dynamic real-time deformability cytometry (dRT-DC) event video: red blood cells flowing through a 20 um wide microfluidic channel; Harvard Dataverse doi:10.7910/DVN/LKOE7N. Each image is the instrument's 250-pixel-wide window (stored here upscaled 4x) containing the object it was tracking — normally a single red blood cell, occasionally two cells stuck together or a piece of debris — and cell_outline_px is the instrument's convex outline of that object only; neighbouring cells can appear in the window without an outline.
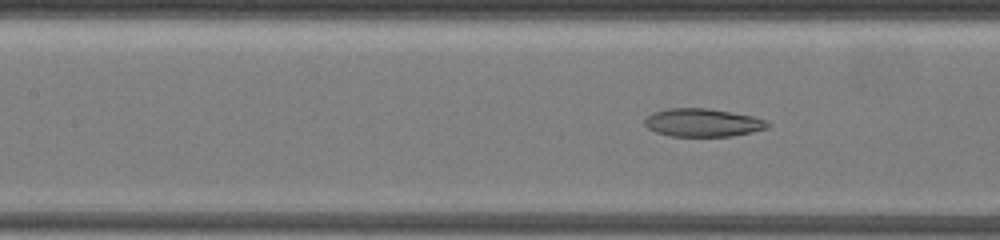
{"species": "common noctule bat (a hibernating species)", "species_latin": "Nyctalus noctula", "temperature_condition": "warm", "stored_images_in_passage": 44, "camera_frame_rate_fps": 3000, "um_per_image_px": 0.085, "animal": {"sex": "female", "body_mass_g": 19.5, "forearm_length_mm": 54.1}, "frame": {"image": 1, "passage_image": 23, "time_ms": 10.0, "image_size_px": [1000, 240], "cell_outline_px": [[772, 124], [768, 128], [752, 132], [732, 136], [668, 136], [656, 132], [648, 128], [644, 124], [644, 120], [652, 112], [668, 108], [708, 108], [752, 116], [768, 120]], "centroid_in_image_um": [59.75, 10.42], "position_along_channel_um": 147.7, "area_um2": 20.29}}
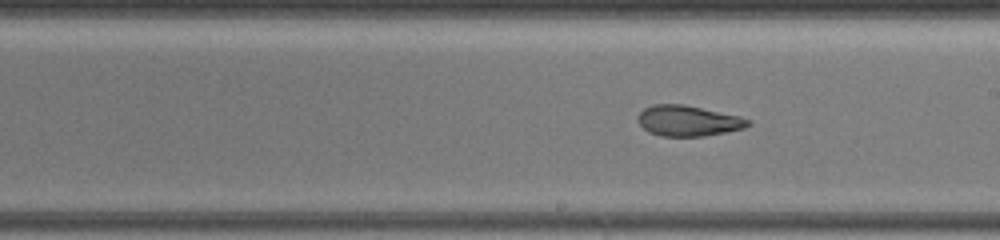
{"frame": {"image": 2, "passage_image": 30, "time_ms": 12.333, "image_size_px": [1000, 240], "cell_outline_px": [[752, 124], [744, 128], [704, 136], [660, 136], [648, 132], [636, 120], [636, 116], [644, 108], [652, 104], [684, 104], [740, 116], [748, 120]], "centroid_in_image_um": [58.45, 10.26], "position_along_channel_um": 230.6, "area_um2": 19.71}}
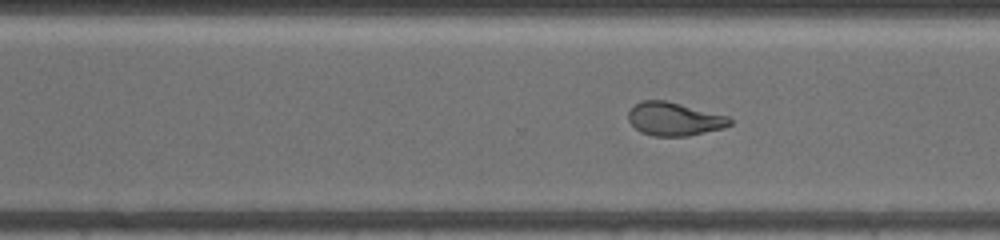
{"frame": {"image": 3, "passage_image": 37, "time_ms": 14.667, "image_size_px": [1000, 240], "cell_outline_px": [[732, 124], [724, 128], [688, 136], [652, 136], [640, 132], [628, 120], [628, 112], [640, 100], [664, 100], [728, 116], [732, 120]], "centroid_in_image_um": [57.31, 10.12], "position_along_channel_um": 313.3, "area_um2": 19.65}}